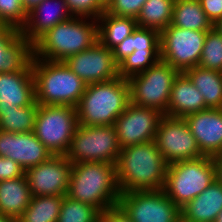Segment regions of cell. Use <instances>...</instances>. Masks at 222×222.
<instances>
[{"instance_id":"cell-33","label":"cell","mask_w":222,"mask_h":222,"mask_svg":"<svg viewBox=\"0 0 222 222\" xmlns=\"http://www.w3.org/2000/svg\"><path fill=\"white\" fill-rule=\"evenodd\" d=\"M199 67L222 72V35L214 28L207 31Z\"/></svg>"},{"instance_id":"cell-36","label":"cell","mask_w":222,"mask_h":222,"mask_svg":"<svg viewBox=\"0 0 222 222\" xmlns=\"http://www.w3.org/2000/svg\"><path fill=\"white\" fill-rule=\"evenodd\" d=\"M146 1L147 0H112L105 8V12L115 16L136 19Z\"/></svg>"},{"instance_id":"cell-9","label":"cell","mask_w":222,"mask_h":222,"mask_svg":"<svg viewBox=\"0 0 222 222\" xmlns=\"http://www.w3.org/2000/svg\"><path fill=\"white\" fill-rule=\"evenodd\" d=\"M179 73L170 64L159 60L144 72L131 76L128 79L130 102L137 106L156 109L165 115L172 85Z\"/></svg>"},{"instance_id":"cell-45","label":"cell","mask_w":222,"mask_h":222,"mask_svg":"<svg viewBox=\"0 0 222 222\" xmlns=\"http://www.w3.org/2000/svg\"><path fill=\"white\" fill-rule=\"evenodd\" d=\"M215 222H222V210L217 215V218H216Z\"/></svg>"},{"instance_id":"cell-17","label":"cell","mask_w":222,"mask_h":222,"mask_svg":"<svg viewBox=\"0 0 222 222\" xmlns=\"http://www.w3.org/2000/svg\"><path fill=\"white\" fill-rule=\"evenodd\" d=\"M184 119L204 156L222 153V109H206Z\"/></svg>"},{"instance_id":"cell-25","label":"cell","mask_w":222,"mask_h":222,"mask_svg":"<svg viewBox=\"0 0 222 222\" xmlns=\"http://www.w3.org/2000/svg\"><path fill=\"white\" fill-rule=\"evenodd\" d=\"M171 25L194 31H209L213 28L199 0H175Z\"/></svg>"},{"instance_id":"cell-39","label":"cell","mask_w":222,"mask_h":222,"mask_svg":"<svg viewBox=\"0 0 222 222\" xmlns=\"http://www.w3.org/2000/svg\"><path fill=\"white\" fill-rule=\"evenodd\" d=\"M99 222H132L131 218L126 212L119 206L106 209L101 212Z\"/></svg>"},{"instance_id":"cell-21","label":"cell","mask_w":222,"mask_h":222,"mask_svg":"<svg viewBox=\"0 0 222 222\" xmlns=\"http://www.w3.org/2000/svg\"><path fill=\"white\" fill-rule=\"evenodd\" d=\"M206 109L209 108L205 105L201 93L184 73H179L173 82L165 115L185 118L187 115Z\"/></svg>"},{"instance_id":"cell-27","label":"cell","mask_w":222,"mask_h":222,"mask_svg":"<svg viewBox=\"0 0 222 222\" xmlns=\"http://www.w3.org/2000/svg\"><path fill=\"white\" fill-rule=\"evenodd\" d=\"M145 49H160V32L137 26L132 34L112 49L113 58L118 65L134 50L145 51Z\"/></svg>"},{"instance_id":"cell-44","label":"cell","mask_w":222,"mask_h":222,"mask_svg":"<svg viewBox=\"0 0 222 222\" xmlns=\"http://www.w3.org/2000/svg\"><path fill=\"white\" fill-rule=\"evenodd\" d=\"M104 8H106L108 6V4L112 1V0H97Z\"/></svg>"},{"instance_id":"cell-42","label":"cell","mask_w":222,"mask_h":222,"mask_svg":"<svg viewBox=\"0 0 222 222\" xmlns=\"http://www.w3.org/2000/svg\"><path fill=\"white\" fill-rule=\"evenodd\" d=\"M213 28L222 35V18L213 24Z\"/></svg>"},{"instance_id":"cell-3","label":"cell","mask_w":222,"mask_h":222,"mask_svg":"<svg viewBox=\"0 0 222 222\" xmlns=\"http://www.w3.org/2000/svg\"><path fill=\"white\" fill-rule=\"evenodd\" d=\"M89 19L92 18L73 16L55 25L33 44V57L63 62L69 56L90 48L98 41V21L92 19L88 22Z\"/></svg>"},{"instance_id":"cell-23","label":"cell","mask_w":222,"mask_h":222,"mask_svg":"<svg viewBox=\"0 0 222 222\" xmlns=\"http://www.w3.org/2000/svg\"><path fill=\"white\" fill-rule=\"evenodd\" d=\"M32 195L26 175L0 181V214L17 219L30 204Z\"/></svg>"},{"instance_id":"cell-14","label":"cell","mask_w":222,"mask_h":222,"mask_svg":"<svg viewBox=\"0 0 222 222\" xmlns=\"http://www.w3.org/2000/svg\"><path fill=\"white\" fill-rule=\"evenodd\" d=\"M63 63L87 85L119 77L113 51L99 40L87 50L69 56Z\"/></svg>"},{"instance_id":"cell-41","label":"cell","mask_w":222,"mask_h":222,"mask_svg":"<svg viewBox=\"0 0 222 222\" xmlns=\"http://www.w3.org/2000/svg\"><path fill=\"white\" fill-rule=\"evenodd\" d=\"M43 1L44 0H22V5H23L25 11L28 13L35 6H37L39 3L43 2Z\"/></svg>"},{"instance_id":"cell-16","label":"cell","mask_w":222,"mask_h":222,"mask_svg":"<svg viewBox=\"0 0 222 222\" xmlns=\"http://www.w3.org/2000/svg\"><path fill=\"white\" fill-rule=\"evenodd\" d=\"M51 156L34 131L12 133L0 130V157L14 160L24 171L47 161Z\"/></svg>"},{"instance_id":"cell-38","label":"cell","mask_w":222,"mask_h":222,"mask_svg":"<svg viewBox=\"0 0 222 222\" xmlns=\"http://www.w3.org/2000/svg\"><path fill=\"white\" fill-rule=\"evenodd\" d=\"M199 3L212 24L222 18V0H199Z\"/></svg>"},{"instance_id":"cell-18","label":"cell","mask_w":222,"mask_h":222,"mask_svg":"<svg viewBox=\"0 0 222 222\" xmlns=\"http://www.w3.org/2000/svg\"><path fill=\"white\" fill-rule=\"evenodd\" d=\"M35 102V82L31 63L23 70L0 73V112L31 106Z\"/></svg>"},{"instance_id":"cell-2","label":"cell","mask_w":222,"mask_h":222,"mask_svg":"<svg viewBox=\"0 0 222 222\" xmlns=\"http://www.w3.org/2000/svg\"><path fill=\"white\" fill-rule=\"evenodd\" d=\"M120 195L116 165L105 162L72 164L66 196L104 212L118 205Z\"/></svg>"},{"instance_id":"cell-24","label":"cell","mask_w":222,"mask_h":222,"mask_svg":"<svg viewBox=\"0 0 222 222\" xmlns=\"http://www.w3.org/2000/svg\"><path fill=\"white\" fill-rule=\"evenodd\" d=\"M183 73L201 93L209 109H222V72L195 66Z\"/></svg>"},{"instance_id":"cell-32","label":"cell","mask_w":222,"mask_h":222,"mask_svg":"<svg viewBox=\"0 0 222 222\" xmlns=\"http://www.w3.org/2000/svg\"><path fill=\"white\" fill-rule=\"evenodd\" d=\"M101 211L88 203L64 197L57 222H99Z\"/></svg>"},{"instance_id":"cell-15","label":"cell","mask_w":222,"mask_h":222,"mask_svg":"<svg viewBox=\"0 0 222 222\" xmlns=\"http://www.w3.org/2000/svg\"><path fill=\"white\" fill-rule=\"evenodd\" d=\"M72 163L66 155H52L47 161L25 171L32 196L66 195Z\"/></svg>"},{"instance_id":"cell-29","label":"cell","mask_w":222,"mask_h":222,"mask_svg":"<svg viewBox=\"0 0 222 222\" xmlns=\"http://www.w3.org/2000/svg\"><path fill=\"white\" fill-rule=\"evenodd\" d=\"M174 0H147L136 18L137 26L163 31L171 24Z\"/></svg>"},{"instance_id":"cell-5","label":"cell","mask_w":222,"mask_h":222,"mask_svg":"<svg viewBox=\"0 0 222 222\" xmlns=\"http://www.w3.org/2000/svg\"><path fill=\"white\" fill-rule=\"evenodd\" d=\"M31 66L37 104L77 107L87 84L66 64L33 57Z\"/></svg>"},{"instance_id":"cell-13","label":"cell","mask_w":222,"mask_h":222,"mask_svg":"<svg viewBox=\"0 0 222 222\" xmlns=\"http://www.w3.org/2000/svg\"><path fill=\"white\" fill-rule=\"evenodd\" d=\"M163 116L164 114L156 109L130 102L114 123L120 148L154 141Z\"/></svg>"},{"instance_id":"cell-35","label":"cell","mask_w":222,"mask_h":222,"mask_svg":"<svg viewBox=\"0 0 222 222\" xmlns=\"http://www.w3.org/2000/svg\"><path fill=\"white\" fill-rule=\"evenodd\" d=\"M67 7L75 17L98 19L105 8L97 0H66Z\"/></svg>"},{"instance_id":"cell-12","label":"cell","mask_w":222,"mask_h":222,"mask_svg":"<svg viewBox=\"0 0 222 222\" xmlns=\"http://www.w3.org/2000/svg\"><path fill=\"white\" fill-rule=\"evenodd\" d=\"M154 141L168 164L204 156L184 118L164 115Z\"/></svg>"},{"instance_id":"cell-4","label":"cell","mask_w":222,"mask_h":222,"mask_svg":"<svg viewBox=\"0 0 222 222\" xmlns=\"http://www.w3.org/2000/svg\"><path fill=\"white\" fill-rule=\"evenodd\" d=\"M129 103L130 87L127 79L118 77L111 81L89 84L76 107L78 124L114 125Z\"/></svg>"},{"instance_id":"cell-22","label":"cell","mask_w":222,"mask_h":222,"mask_svg":"<svg viewBox=\"0 0 222 222\" xmlns=\"http://www.w3.org/2000/svg\"><path fill=\"white\" fill-rule=\"evenodd\" d=\"M222 210V183L215 179L204 191L181 208V222H215Z\"/></svg>"},{"instance_id":"cell-26","label":"cell","mask_w":222,"mask_h":222,"mask_svg":"<svg viewBox=\"0 0 222 222\" xmlns=\"http://www.w3.org/2000/svg\"><path fill=\"white\" fill-rule=\"evenodd\" d=\"M98 40L109 49H113L137 27L136 19L104 13L97 19ZM101 23V24H100Z\"/></svg>"},{"instance_id":"cell-20","label":"cell","mask_w":222,"mask_h":222,"mask_svg":"<svg viewBox=\"0 0 222 222\" xmlns=\"http://www.w3.org/2000/svg\"><path fill=\"white\" fill-rule=\"evenodd\" d=\"M32 58L33 45L20 30L0 24V73L23 71Z\"/></svg>"},{"instance_id":"cell-10","label":"cell","mask_w":222,"mask_h":222,"mask_svg":"<svg viewBox=\"0 0 222 222\" xmlns=\"http://www.w3.org/2000/svg\"><path fill=\"white\" fill-rule=\"evenodd\" d=\"M207 31L172 26L160 32V60L180 73L199 64Z\"/></svg>"},{"instance_id":"cell-43","label":"cell","mask_w":222,"mask_h":222,"mask_svg":"<svg viewBox=\"0 0 222 222\" xmlns=\"http://www.w3.org/2000/svg\"><path fill=\"white\" fill-rule=\"evenodd\" d=\"M0 222H17V219L0 214Z\"/></svg>"},{"instance_id":"cell-1","label":"cell","mask_w":222,"mask_h":222,"mask_svg":"<svg viewBox=\"0 0 222 222\" xmlns=\"http://www.w3.org/2000/svg\"><path fill=\"white\" fill-rule=\"evenodd\" d=\"M167 168L155 141L121 148L116 164L119 190L121 193L163 190Z\"/></svg>"},{"instance_id":"cell-11","label":"cell","mask_w":222,"mask_h":222,"mask_svg":"<svg viewBox=\"0 0 222 222\" xmlns=\"http://www.w3.org/2000/svg\"><path fill=\"white\" fill-rule=\"evenodd\" d=\"M118 205L132 222H181V209L163 190L121 193Z\"/></svg>"},{"instance_id":"cell-28","label":"cell","mask_w":222,"mask_h":222,"mask_svg":"<svg viewBox=\"0 0 222 222\" xmlns=\"http://www.w3.org/2000/svg\"><path fill=\"white\" fill-rule=\"evenodd\" d=\"M65 195L32 196L17 222H57Z\"/></svg>"},{"instance_id":"cell-31","label":"cell","mask_w":222,"mask_h":222,"mask_svg":"<svg viewBox=\"0 0 222 222\" xmlns=\"http://www.w3.org/2000/svg\"><path fill=\"white\" fill-rule=\"evenodd\" d=\"M160 60V49L134 50L118 64V76L129 79L131 76L144 72Z\"/></svg>"},{"instance_id":"cell-34","label":"cell","mask_w":222,"mask_h":222,"mask_svg":"<svg viewBox=\"0 0 222 222\" xmlns=\"http://www.w3.org/2000/svg\"><path fill=\"white\" fill-rule=\"evenodd\" d=\"M28 13L22 0H0V24L21 31L27 22Z\"/></svg>"},{"instance_id":"cell-6","label":"cell","mask_w":222,"mask_h":222,"mask_svg":"<svg viewBox=\"0 0 222 222\" xmlns=\"http://www.w3.org/2000/svg\"><path fill=\"white\" fill-rule=\"evenodd\" d=\"M215 179L217 175L213 157L176 161L168 164L163 191L181 209Z\"/></svg>"},{"instance_id":"cell-19","label":"cell","mask_w":222,"mask_h":222,"mask_svg":"<svg viewBox=\"0 0 222 222\" xmlns=\"http://www.w3.org/2000/svg\"><path fill=\"white\" fill-rule=\"evenodd\" d=\"M72 17L66 0H44L28 12L27 22L20 33L33 45L55 25Z\"/></svg>"},{"instance_id":"cell-37","label":"cell","mask_w":222,"mask_h":222,"mask_svg":"<svg viewBox=\"0 0 222 222\" xmlns=\"http://www.w3.org/2000/svg\"><path fill=\"white\" fill-rule=\"evenodd\" d=\"M24 175V169L17 162L6 157H0V181L15 179Z\"/></svg>"},{"instance_id":"cell-8","label":"cell","mask_w":222,"mask_h":222,"mask_svg":"<svg viewBox=\"0 0 222 222\" xmlns=\"http://www.w3.org/2000/svg\"><path fill=\"white\" fill-rule=\"evenodd\" d=\"M120 150L114 125L78 124L66 157L72 164L105 162L116 165Z\"/></svg>"},{"instance_id":"cell-40","label":"cell","mask_w":222,"mask_h":222,"mask_svg":"<svg viewBox=\"0 0 222 222\" xmlns=\"http://www.w3.org/2000/svg\"><path fill=\"white\" fill-rule=\"evenodd\" d=\"M216 165L217 179L222 183V153L213 157Z\"/></svg>"},{"instance_id":"cell-30","label":"cell","mask_w":222,"mask_h":222,"mask_svg":"<svg viewBox=\"0 0 222 222\" xmlns=\"http://www.w3.org/2000/svg\"><path fill=\"white\" fill-rule=\"evenodd\" d=\"M38 104L22 106L17 109L0 112V130L12 133H26L34 131Z\"/></svg>"},{"instance_id":"cell-7","label":"cell","mask_w":222,"mask_h":222,"mask_svg":"<svg viewBox=\"0 0 222 222\" xmlns=\"http://www.w3.org/2000/svg\"><path fill=\"white\" fill-rule=\"evenodd\" d=\"M77 126L76 107L38 104L34 133L52 155L68 153Z\"/></svg>"}]
</instances>
